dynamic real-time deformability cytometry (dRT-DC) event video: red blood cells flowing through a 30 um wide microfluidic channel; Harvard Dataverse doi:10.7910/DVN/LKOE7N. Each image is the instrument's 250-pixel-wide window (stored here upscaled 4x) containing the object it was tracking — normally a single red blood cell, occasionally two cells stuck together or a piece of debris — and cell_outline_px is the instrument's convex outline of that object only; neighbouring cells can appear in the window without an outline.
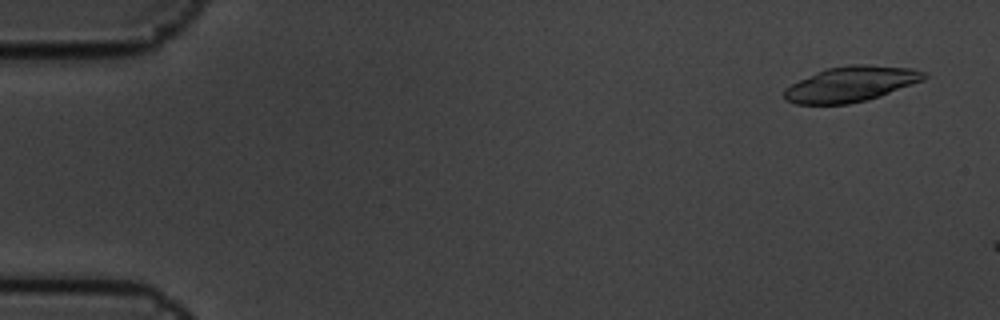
{"species": "common noctule bat (a hibernating species)", "species_latin": "Nyctalus noctula", "temperature_condition": "cold", "stored_images_in_passage": 3, "camera_frame_rate_fps": 3000, "um_per_image_px": 0.085, "animal": {"sex": "male", "body_mass_g": 19.5, "forearm_length_mm": 54.6}, "frame": {"image": 1, "passage_image": 1, "time_ms": 0.0, "image_size_px": [1000, 320], "cell_outline_px": [[928, 76], [924, 80], [880, 96], [868, 100], [848, 104], [796, 104], [784, 100], [784, 88], [816, 72], [828, 68], [852, 64], [868, 64], [912, 68], [928, 72]], "centroid_in_image_um": [72.37, 7.14], "position_along_channel_um": 12.6, "area_um2": 28.9}}